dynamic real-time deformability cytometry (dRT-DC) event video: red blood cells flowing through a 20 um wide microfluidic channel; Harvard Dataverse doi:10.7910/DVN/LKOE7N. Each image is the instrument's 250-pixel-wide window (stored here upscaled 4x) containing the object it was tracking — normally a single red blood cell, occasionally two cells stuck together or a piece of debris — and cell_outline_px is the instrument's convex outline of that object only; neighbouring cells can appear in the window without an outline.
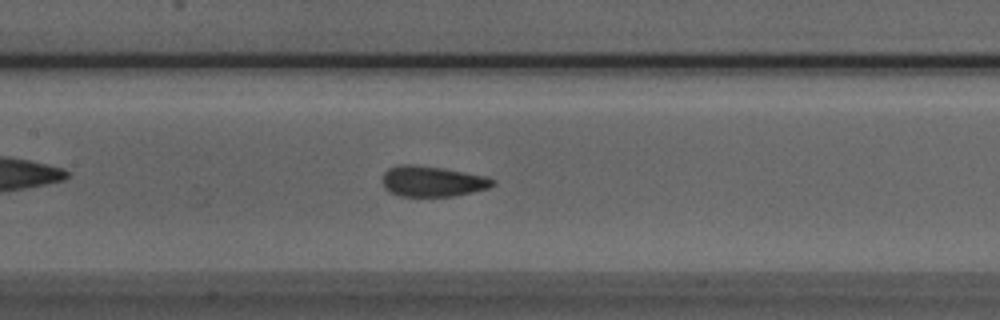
{"species": "Egyptian fruit bat (a non-hibernating species)", "species_latin": "Rousettus aegyptiacus", "temperature_condition": "room temperature", "stored_images_in_passage": 53, "segment_of_instrument_passage": [1, 2], "camera_frame_rate_fps": 3000, "um_per_image_px": 0.085, "animal": {"sex": "male"}, "frame": {"image": 1, "passage_image": 23, "time_ms": 7.333, "image_size_px": [1000, 320], "cell_outline_px": [[496, 184], [488, 188], [472, 192], [452, 196], [400, 196], [388, 192], [384, 188], [380, 180], [384, 172], [388, 168], [400, 164], [412, 164], [444, 168], [488, 176], [496, 180]], "centroid_in_image_um": [36.73, 15.4], "position_along_channel_um": 170.7, "area_um2": 20.06}}
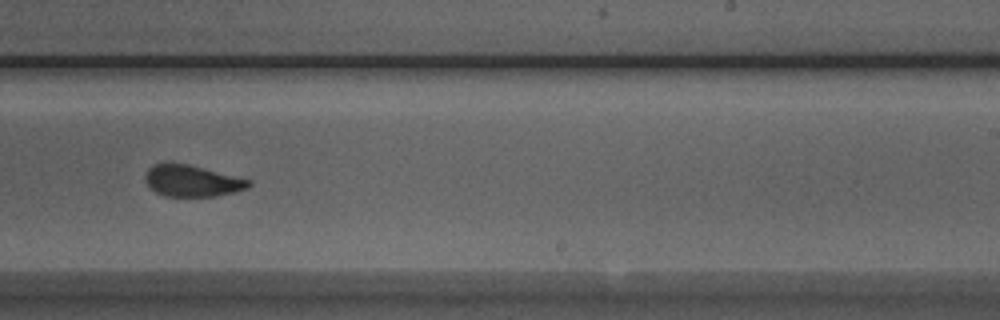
{"frame": {"image": 2, "passage_image": 31, "time_ms": 10.0, "image_size_px": [1000, 320], "cell_outline_px": [[252, 184], [248, 188], [216, 196], [164, 196], [156, 192], [144, 180], [144, 176], [148, 168], [152, 164], [188, 164], [252, 180]], "centroid_in_image_um": [16.33, 15.38], "position_along_channel_um": 272.7, "area_um2": 18.79}}
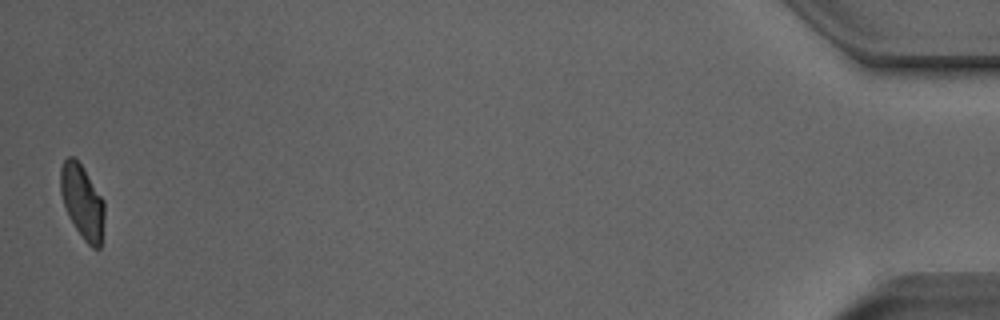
{"frame": {"image": 3, "passage_image": 51, "time_ms": 16.667, "image_size_px": [1000, 320], "cell_outline_px": [[104, 220], [100, 248], [92, 248], [84, 240], [68, 216], [60, 192], [60, 168], [64, 160], [68, 156], [72, 156], [80, 164], [104, 200]], "centroid_in_image_um": [6.99, 17.15], "position_along_channel_um": 428.2, "area_um2": 18.73}}